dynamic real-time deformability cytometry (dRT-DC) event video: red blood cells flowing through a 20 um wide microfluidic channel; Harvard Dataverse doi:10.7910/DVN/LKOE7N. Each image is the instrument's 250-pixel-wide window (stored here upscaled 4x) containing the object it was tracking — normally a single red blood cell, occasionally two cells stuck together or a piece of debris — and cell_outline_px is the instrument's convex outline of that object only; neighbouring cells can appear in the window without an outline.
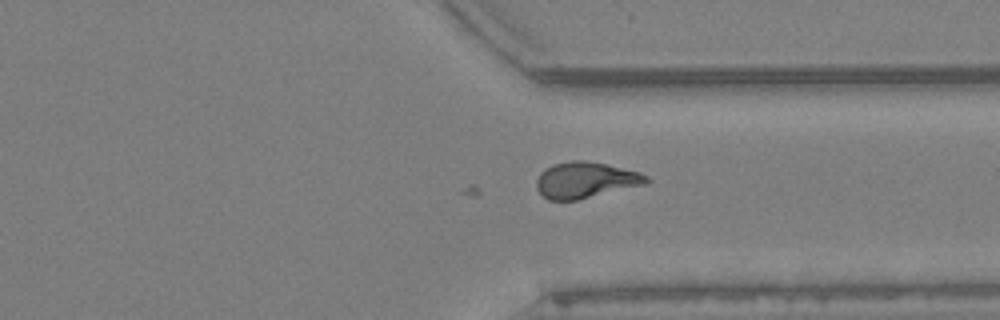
{"species": "Egyptian fruit bat (a non-hibernating species)", "species_latin": "Rousettus aegyptiacus", "temperature_condition": "warm", "stored_images_in_passage": 61, "camera_frame_rate_fps": 3000, "um_per_image_px": 0.085, "animal": {"sex": "female"}, "frame": {"image": 1, "passage_image": 46, "time_ms": 15.0, "image_size_px": [1000, 320], "cell_outline_px": [[652, 180], [644, 184], [576, 200], [548, 200], [536, 188], [536, 180], [540, 172], [544, 168], [552, 164], [572, 160], [584, 160], [604, 164], [640, 172], [648, 176]], "centroid_in_image_um": [49.74, 15.29], "position_along_channel_um": 361.7, "area_um2": 22.95}}
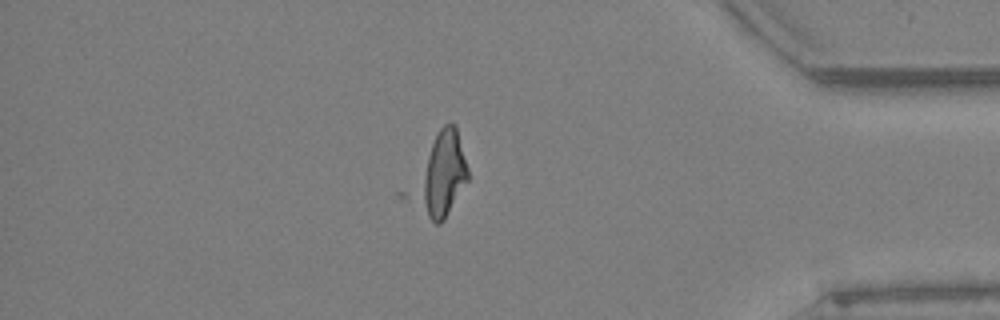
{"frame": {"image": 2, "passage_image": 52, "time_ms": 17.0, "image_size_px": [1000, 320], "cell_outline_px": [[468, 180], [444, 220], [440, 224], [436, 224], [396, 196], [396, 192], [440, 128], [448, 120], [456, 124], [468, 168]], "centroid_in_image_um": [37.15, 14.96], "position_along_channel_um": 398.1, "area_um2": 30.52}}